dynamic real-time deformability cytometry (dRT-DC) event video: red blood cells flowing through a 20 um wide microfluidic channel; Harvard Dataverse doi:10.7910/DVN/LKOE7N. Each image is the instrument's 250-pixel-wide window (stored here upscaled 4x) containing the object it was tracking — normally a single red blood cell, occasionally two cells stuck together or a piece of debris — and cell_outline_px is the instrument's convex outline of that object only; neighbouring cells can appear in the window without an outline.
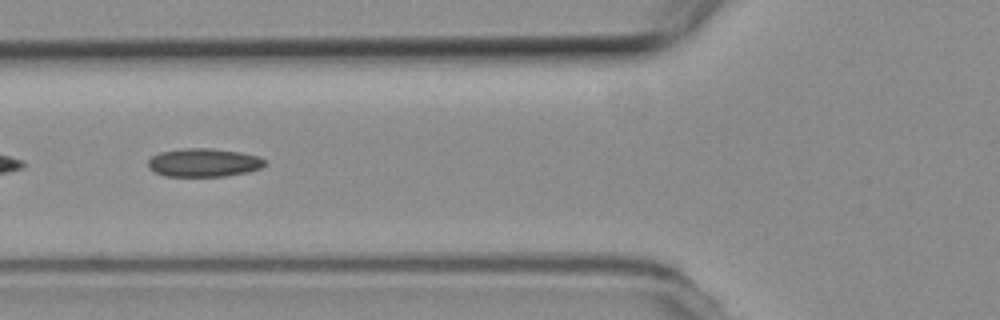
{"species": "common noctule bat (a hibernating species)", "species_latin": "Nyctalus noctula", "temperature_condition": "room temperature", "stored_images_in_passage": 48, "camera_frame_rate_fps": 3000, "um_per_image_px": 0.085, "animal": {"sex": "female", "body_mass_g": 19.3, "forearm_length_mm": 54.1}, "frame": {"image": 1, "passage_image": 14, "time_ms": 4.333, "image_size_px": [1000, 320], "cell_outline_px": [[268, 160], [260, 168], [248, 172], [224, 176], [164, 176], [148, 168], [148, 160], [152, 156], [160, 152], [184, 148], [212, 148], [240, 152], [260, 156]], "centroid_in_image_um": [17.33, 13.81], "position_along_channel_um": 108.5, "area_um2": 19.42}}
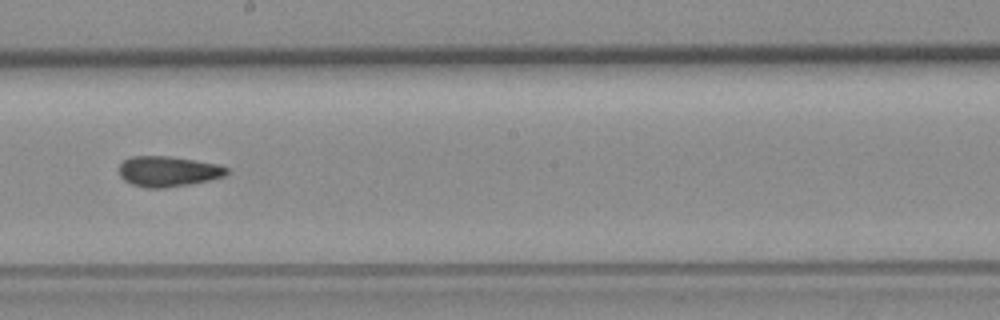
{"frame": {"image": 2, "passage_image": 24, "time_ms": 7.667, "image_size_px": [1000, 320], "cell_outline_px": [[228, 172], [224, 176], [208, 180], [188, 184], [164, 188], [148, 188], [132, 184], [124, 180], [120, 176], [120, 164], [124, 160], [132, 156], [168, 156], [220, 164], [228, 168]], "centroid_in_image_um": [14.29, 14.56], "position_along_channel_um": 233.9, "area_um2": 18.96}}
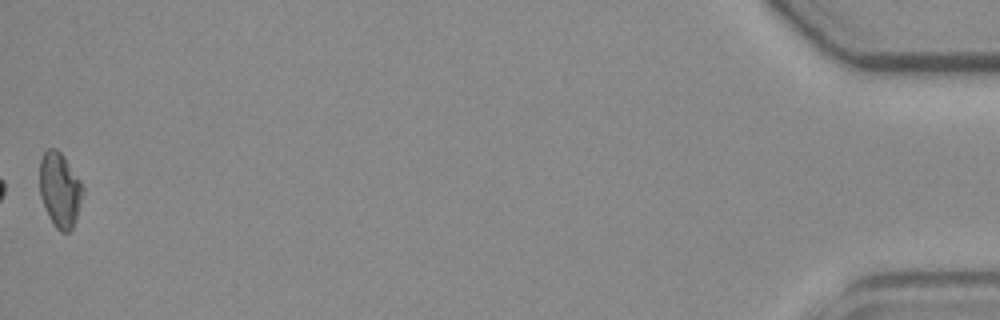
{"frame": {"image": 3, "passage_image": 48, "time_ms": 15.667, "image_size_px": [1000, 320], "cell_outline_px": [[84, 192], [76, 220], [72, 228], [68, 232], [60, 232], [56, 228], [48, 216], [40, 196], [40, 160], [44, 152], [48, 148], [56, 148], [64, 156], [80, 180], [84, 188]], "centroid_in_image_um": [5.09, 16.14], "position_along_channel_um": 430.1, "area_um2": 18.9}, "authors_computed_cell_mechanics": {"area_um2": 18.8717, "velocity_mm_per_s": 3.7605, "shape_relaxation_time_tau1_ms": null, "shape_relaxation_time_tau2_ms": 2.3011, "deformation_change_tau1": null, "deformation_change_tau2": 0.0841}}